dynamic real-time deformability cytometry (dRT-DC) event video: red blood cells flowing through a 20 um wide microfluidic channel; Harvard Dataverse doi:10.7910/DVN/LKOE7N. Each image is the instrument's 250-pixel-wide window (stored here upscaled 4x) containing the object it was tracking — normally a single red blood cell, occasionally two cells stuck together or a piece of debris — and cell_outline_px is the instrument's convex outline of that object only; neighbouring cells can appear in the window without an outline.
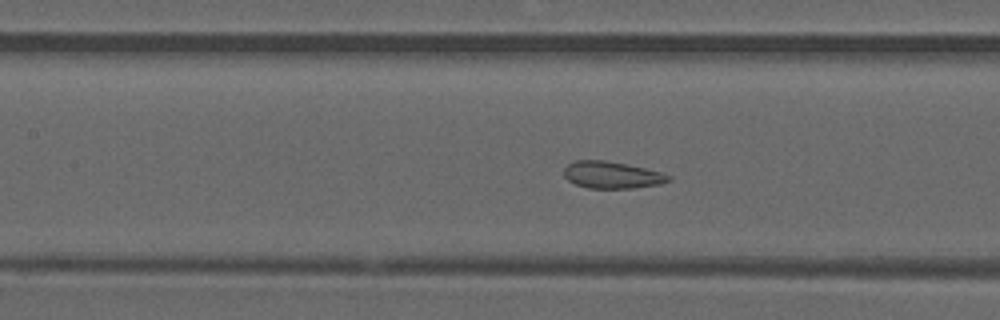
{"species": "common noctule bat (a hibernating species)", "species_latin": "Nyctalus noctula", "temperature_condition": "warm", "stored_images_in_passage": 50, "camera_frame_rate_fps": 3000, "um_per_image_px": 0.085, "animal": {"sex": "male", "forearm_length_mm": 52.5}, "frame": {"image": 1, "passage_image": 22, "time_ms": 7.0, "image_size_px": [1000, 320], "cell_outline_px": [[672, 180], [660, 184], [632, 188], [588, 188], [576, 184], [568, 180], [564, 176], [564, 168], [568, 164], [576, 160], [604, 160], [628, 164], [660, 172], [672, 176]], "centroid_in_image_um": [52.02, 14.87], "position_along_channel_um": 155.4, "area_um2": 16.42}}
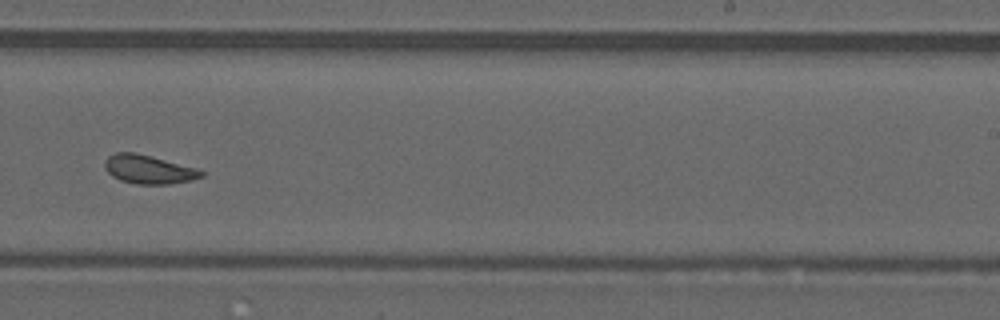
{"frame": {"image": 2, "passage_image": 31, "time_ms": 10.0, "image_size_px": [1000, 320], "cell_outline_px": [[204, 176], [192, 180], [168, 184], [136, 184], [120, 180], [112, 176], [104, 168], [104, 160], [108, 156], [116, 152], [136, 152], [196, 168], [204, 172]], "centroid_in_image_um": [12.6, 14.39], "position_along_channel_um": 276.4, "area_um2": 16.18}}
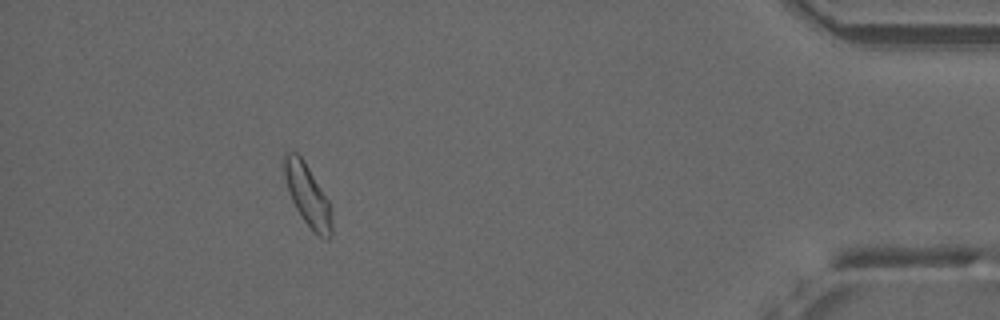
{"frame": {"image": 3, "passage_image": 45, "time_ms": 14.667, "image_size_px": [1000, 320], "cell_outline_px": [[332, 232], [328, 240], [324, 240], [300, 216], [288, 192], [284, 176], [284, 156], [288, 152], [296, 152], [304, 160], [328, 200], [332, 224]], "centroid_in_image_um": [26.13, 16.59], "position_along_channel_um": 409.1, "area_um2": 16.7}, "authors_computed_cell_mechanics": {"area_um2": 16.762, "velocity_mm_per_s": 4.0433, "shape_relaxation_time_tau1_ms": null, "shape_relaxation_time_tau2_ms": 1.1631, "deformation_change_tau1": null, "deformation_change_tau2": 0.0944}}